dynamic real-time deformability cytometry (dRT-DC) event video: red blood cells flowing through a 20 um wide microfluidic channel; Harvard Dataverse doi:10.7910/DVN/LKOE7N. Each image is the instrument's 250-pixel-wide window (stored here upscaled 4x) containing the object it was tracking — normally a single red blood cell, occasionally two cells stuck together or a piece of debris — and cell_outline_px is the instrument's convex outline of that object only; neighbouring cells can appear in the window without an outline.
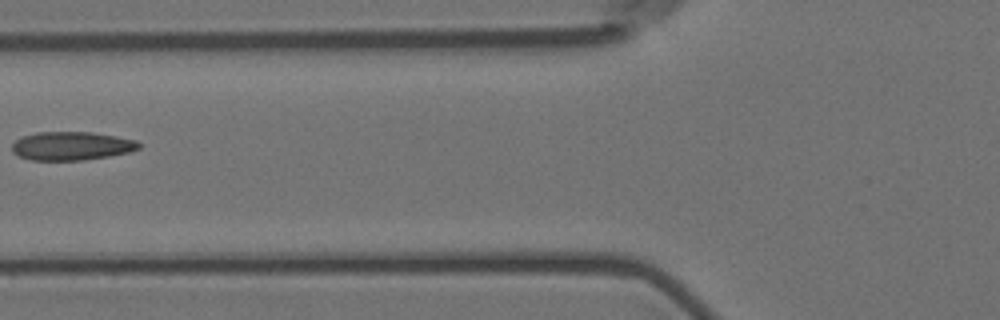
{"species": "Egyptian fruit bat (a non-hibernating species)", "species_latin": "Rousettus aegyptiacus", "temperature_condition": "room temperature", "stored_images_in_passage": 4, "camera_frame_rate_fps": 3000, "um_per_image_px": 0.085, "animal": {"sex": "female"}, "frame": {"image": 1, "passage_image": 3, "time_ms": 0.667, "image_size_px": [1000, 320], "cell_outline_px": [[140, 148], [128, 152], [108, 156], [84, 160], [32, 160], [20, 156], [12, 152], [12, 144], [20, 136], [36, 132], [88, 132], [116, 136], [136, 140], [140, 144]], "centroid_in_image_um": [6.05, 12.4], "position_along_channel_um": 119.7, "area_um2": 21.04}}
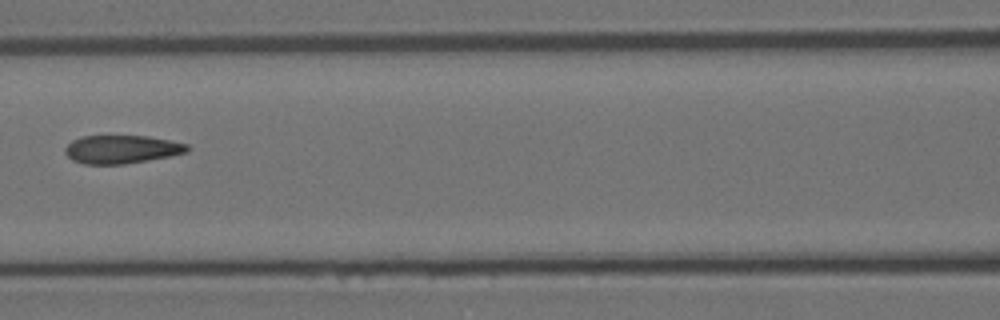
{"frame": {"image": 2, "passage_image": 4, "time_ms": 1.0, "image_size_px": [1000, 320], "cell_outline_px": [[188, 152], [148, 160], [124, 164], [84, 164], [72, 160], [64, 152], [64, 148], [72, 140], [84, 136], [148, 136], [188, 144]], "centroid_in_image_um": [10.31, 12.69], "position_along_channel_um": 156.3, "area_um2": 20.0}}